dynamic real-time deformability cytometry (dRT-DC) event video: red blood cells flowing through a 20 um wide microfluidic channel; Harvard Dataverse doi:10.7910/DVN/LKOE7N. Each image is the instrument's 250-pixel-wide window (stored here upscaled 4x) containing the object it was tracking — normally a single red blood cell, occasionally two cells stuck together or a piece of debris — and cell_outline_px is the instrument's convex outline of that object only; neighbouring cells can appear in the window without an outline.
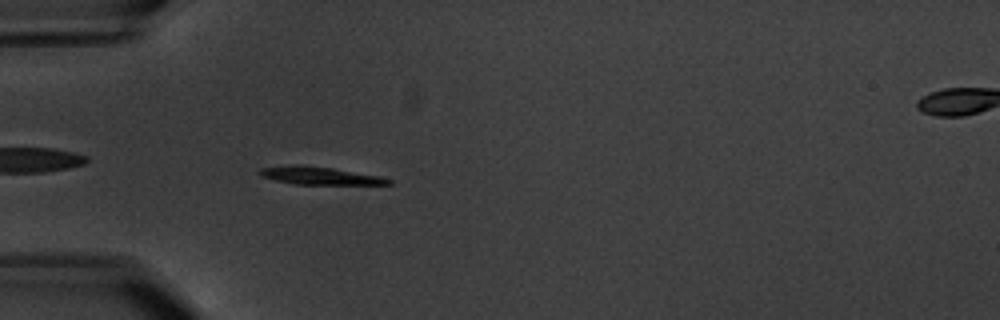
{"species": "common noctule bat (a hibernating species)", "species_latin": "Nyctalus noctula", "temperature_condition": "warm", "stored_images_in_passage": 4, "camera_frame_rate_fps": 3000, "um_per_image_px": 0.085, "animal": {"sex": "male", "body_mass_g": 20.1, "forearm_length_mm": 53.5}, "frame": {"image": 1, "passage_image": 3, "time_ms": 2.333, "image_size_px": [1000, 320], "cell_outline_px": [[392, 184], [292, 184], [260, 176], [256, 172], [260, 168], [292, 164], [300, 164], [332, 168], [380, 176], [392, 180]], "centroid_in_image_um": [27.1, 14.92], "position_along_channel_um": 57.9, "area_um2": 13.35}}